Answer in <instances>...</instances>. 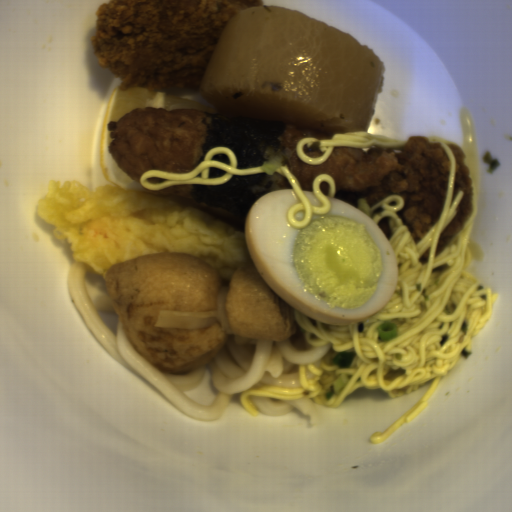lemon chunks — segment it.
I'll return each instance as SVG.
<instances>
[{
	"label": "lemon chunks",
	"mask_w": 512,
	"mask_h": 512,
	"mask_svg": "<svg viewBox=\"0 0 512 512\" xmlns=\"http://www.w3.org/2000/svg\"><path fill=\"white\" fill-rule=\"evenodd\" d=\"M155 107L168 110H190L204 114L205 103L198 91L152 92L142 86L117 87L108 100L101 134L98 162L103 179L128 190L144 188L139 179L119 169L109 154L110 132L107 123L118 120L135 109Z\"/></svg>",
	"instance_id": "1"
}]
</instances>
